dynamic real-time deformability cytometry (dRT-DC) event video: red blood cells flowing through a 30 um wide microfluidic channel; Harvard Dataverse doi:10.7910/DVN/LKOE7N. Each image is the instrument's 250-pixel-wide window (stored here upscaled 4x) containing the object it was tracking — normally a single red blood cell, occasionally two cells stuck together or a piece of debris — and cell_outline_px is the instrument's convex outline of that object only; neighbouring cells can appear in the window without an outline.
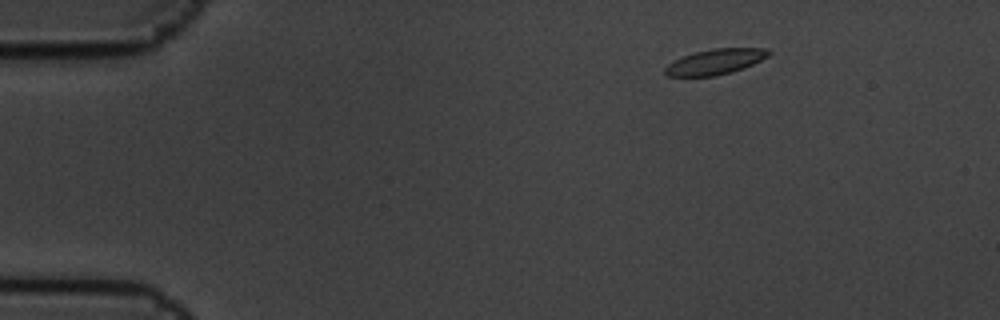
{"species": "common noctule bat (a hibernating species)", "species_latin": "Nyctalus noctula", "temperature_condition": "cold", "stored_images_in_passage": 7, "camera_frame_rate_fps": 3000, "um_per_image_px": 0.085, "animal": {"sex": "male", "body_mass_g": 19.5, "forearm_length_mm": 54.6}, "frame": {"image": 1, "passage_image": 2, "time_ms": 0.333, "image_size_px": [1000, 320], "cell_outline_px": [[772, 52], [768, 56], [744, 68], [732, 72], [716, 76], [668, 76], [664, 72], [664, 68], [668, 64], [684, 56], [696, 52], [712, 48], [764, 48]], "centroid_in_image_um": [60.81, 5.25], "position_along_channel_um": 24.2, "area_um2": 15.2}}
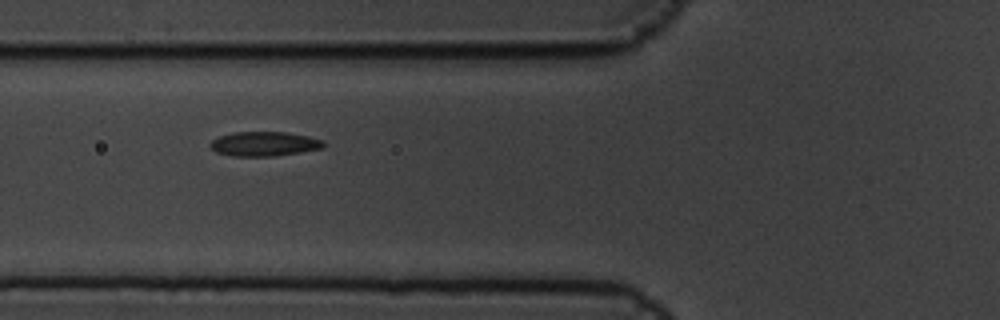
{"frame": {"image": 2, "passage_image": 6, "time_ms": 1.667, "image_size_px": [1000, 320], "cell_outline_px": [[324, 148], [300, 152], [272, 156], [232, 156], [216, 152], [208, 144], [212, 140], [220, 136], [232, 132], [288, 132], [308, 136], [324, 140]], "centroid_in_image_um": [22.46, 12.22], "position_along_channel_um": 103.3, "area_um2": 16.18}}
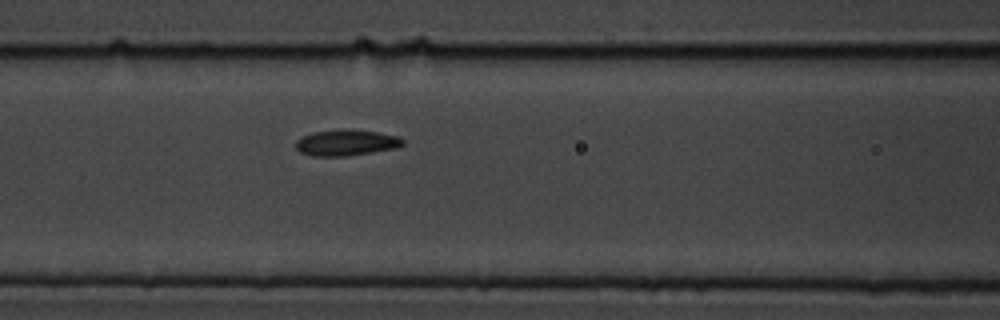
{"frame": {"image": 3, "passage_image": 7, "time_ms": 2.0, "image_size_px": [1000, 320], "cell_outline_px": [[404, 144], [396, 148], [344, 156], [312, 156], [300, 152], [296, 148], [296, 140], [312, 132], [376, 132], [396, 136], [404, 140]], "centroid_in_image_um": [29.41, 12.18], "position_along_channel_um": 137.2, "area_um2": 15.2}}